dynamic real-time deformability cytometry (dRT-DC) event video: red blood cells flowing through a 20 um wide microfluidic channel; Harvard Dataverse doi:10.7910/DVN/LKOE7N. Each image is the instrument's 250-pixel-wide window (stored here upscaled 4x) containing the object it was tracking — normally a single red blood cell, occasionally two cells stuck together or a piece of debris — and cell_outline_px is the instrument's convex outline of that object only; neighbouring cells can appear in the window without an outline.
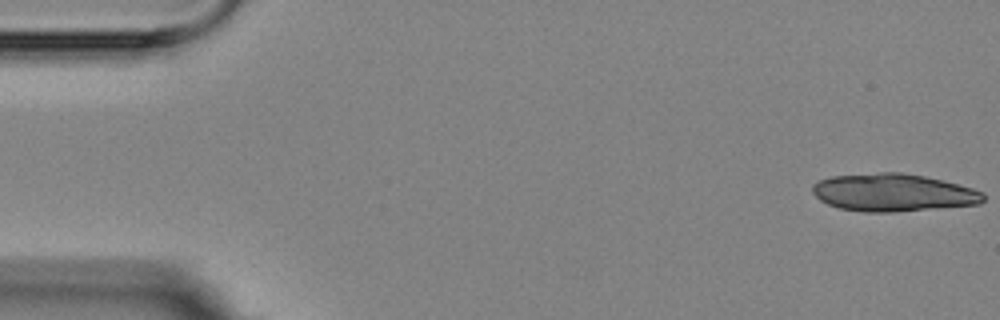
{"species": "Egyptian fruit bat (a non-hibernating species)", "species_latin": "Rousettus aegyptiacus", "temperature_condition": "room temperature", "stored_images_in_passage": 6, "camera_frame_rate_fps": 3000, "um_per_image_px": 0.085, "animal": {"sex": "female"}, "frame": {"image": 1, "passage_image": 1, "time_ms": 0.0, "image_size_px": [1000, 320], "cell_outline_px": [[984, 200], [980, 204], [892, 212], [864, 212], [840, 208], [828, 204], [820, 200], [812, 192], [812, 184], [816, 180], [832, 176], [880, 172], [900, 172], [924, 176], [972, 188], [984, 192]], "centroid_in_image_um": [75.88, 16.36], "position_along_channel_um": 9.1, "area_um2": 37.45}}
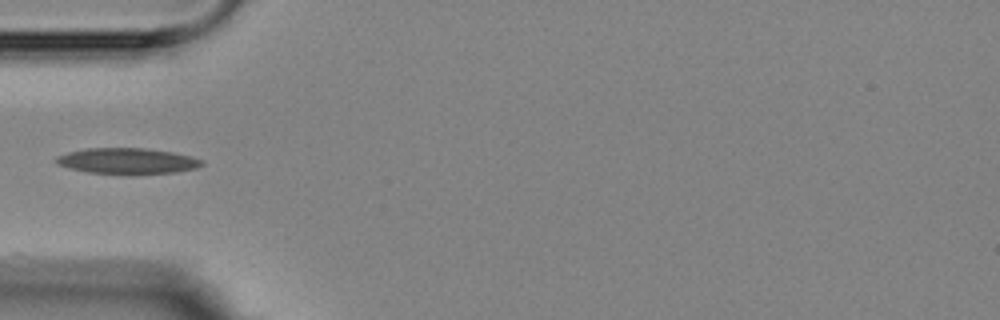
{"frame": {"image": 2, "passage_image": 6, "time_ms": 5.667, "image_size_px": [1000, 320], "cell_outline_px": [[204, 164], [196, 168], [176, 172], [132, 176], [128, 176], [88, 172], [68, 168], [56, 164], [52, 160], [56, 156], [68, 152], [88, 148], [144, 148], [172, 152], [192, 156], [204, 160]], "centroid_in_image_um": [10.81, 13.71], "position_along_channel_um": 74.2, "area_um2": 22.72}}